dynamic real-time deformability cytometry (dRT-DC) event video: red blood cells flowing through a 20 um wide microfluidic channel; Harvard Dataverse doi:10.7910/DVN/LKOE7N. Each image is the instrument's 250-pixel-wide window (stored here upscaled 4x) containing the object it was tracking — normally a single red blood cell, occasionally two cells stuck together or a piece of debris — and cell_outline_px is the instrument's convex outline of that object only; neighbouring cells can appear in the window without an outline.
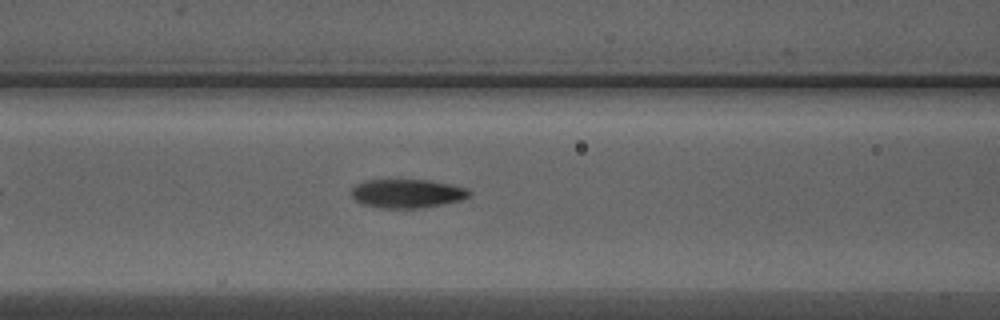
{"species": "Egyptian fruit bat (a non-hibernating species)", "species_latin": "Rousettus aegyptiacus", "temperature_condition": "warm", "stored_images_in_passage": 31, "camera_frame_rate_fps": 3000, "um_per_image_px": 0.085, "animal": {"sex": "male"}, "frame": {"image": 1, "passage_image": 11, "time_ms": 3.333, "image_size_px": [1000, 320], "cell_outline_px": [[472, 196], [460, 200], [444, 204], [420, 208], [380, 208], [364, 204], [356, 200], [352, 196], [352, 188], [356, 184], [364, 180], [428, 180], [452, 184], [464, 188], [472, 192]], "centroid_in_image_um": [34.63, 16.45], "position_along_channel_um": 132.0, "area_um2": 19.77}}
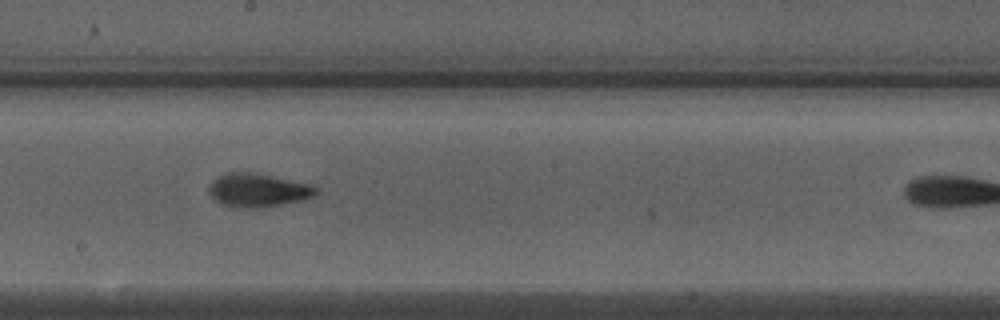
{"frame": {"image": 2, "passage_image": 18, "time_ms": 5.667, "image_size_px": [1000, 320], "cell_outline_px": [[320, 192], [316, 196], [304, 200], [256, 208], [248, 208], [220, 204], [208, 192], [208, 188], [212, 180], [228, 172], [248, 172], [312, 184], [320, 188]], "centroid_in_image_um": [21.98, 16.17], "position_along_channel_um": 226.2, "area_um2": 20.81}}
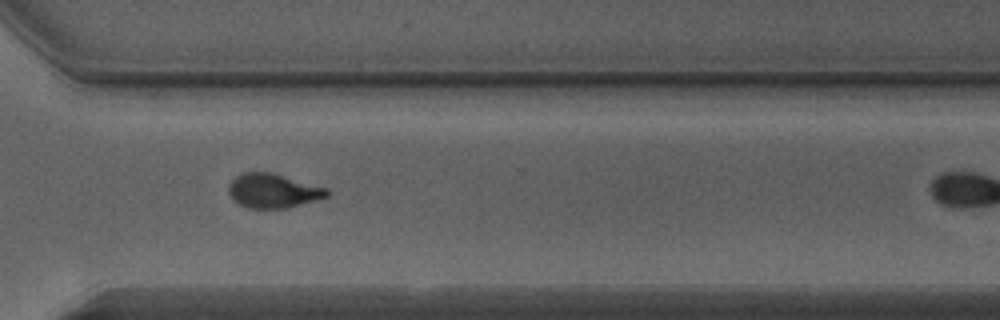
{"frame": {"image": 3, "passage_image": 27, "time_ms": 8.667, "image_size_px": [1000, 320], "cell_outline_px": [[328, 196], [288, 208], [248, 208], [232, 200], [228, 192], [228, 184], [236, 176], [244, 172], [272, 172], [328, 188]], "centroid_in_image_um": [23.18, 16.21], "position_along_channel_um": 347.4, "area_um2": 19.65}}